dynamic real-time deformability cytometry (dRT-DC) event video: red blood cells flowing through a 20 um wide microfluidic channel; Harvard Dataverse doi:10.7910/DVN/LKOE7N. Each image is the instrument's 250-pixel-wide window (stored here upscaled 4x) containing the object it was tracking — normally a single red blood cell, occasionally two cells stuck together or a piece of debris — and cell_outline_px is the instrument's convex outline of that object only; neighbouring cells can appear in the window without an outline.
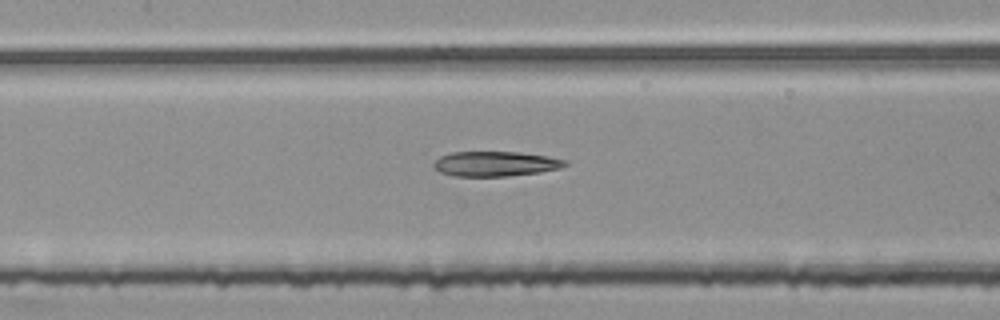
{"species": "common noctule bat (a hibernating species)", "species_latin": "Nyctalus noctula", "temperature_condition": "room temperature", "stored_images_in_passage": 45, "segment_of_instrument_passage": [2, 2], "camera_frame_rate_fps": 3000, "um_per_image_px": 0.085, "animal": {"sex": "female", "body_mass_g": 25.1}, "frame": {"image": 1, "passage_image": 23, "time_ms": 7.333, "image_size_px": [1000, 320], "cell_outline_px": [[568, 164], [560, 168], [540, 172], [508, 176], [456, 176], [440, 172], [432, 164], [440, 156], [452, 152], [520, 152], [548, 156], [568, 160]], "centroid_in_image_um": [42.14, 13.92], "position_along_channel_um": 165.3, "area_um2": 19.07}}
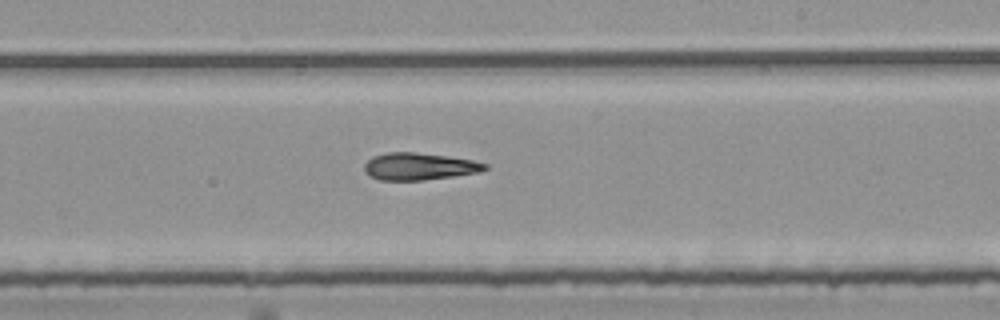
{"frame": {"image": 2, "passage_image": 30, "time_ms": 9.667, "image_size_px": [1000, 320], "cell_outline_px": [[488, 168], [480, 172], [424, 180], [380, 180], [364, 172], [364, 164], [372, 156], [388, 152], [416, 152], [448, 156], [472, 160], [488, 164]], "centroid_in_image_um": [35.62, 14.14], "position_along_channel_um": 253.4, "area_um2": 19.07}}
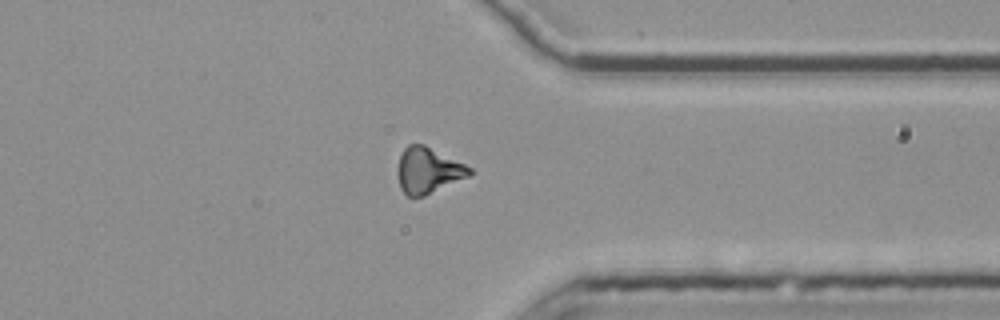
{"frame": {"image": 3, "passage_image": 40, "time_ms": 13.0, "image_size_px": [1000, 320], "cell_outline_px": [[472, 176], [424, 196], [408, 196], [400, 188], [396, 172], [400, 156], [404, 148], [408, 144], [424, 144], [472, 168]], "centroid_in_image_um": [36.39, 14.49], "position_along_channel_um": 375.0, "area_um2": 19.36}}